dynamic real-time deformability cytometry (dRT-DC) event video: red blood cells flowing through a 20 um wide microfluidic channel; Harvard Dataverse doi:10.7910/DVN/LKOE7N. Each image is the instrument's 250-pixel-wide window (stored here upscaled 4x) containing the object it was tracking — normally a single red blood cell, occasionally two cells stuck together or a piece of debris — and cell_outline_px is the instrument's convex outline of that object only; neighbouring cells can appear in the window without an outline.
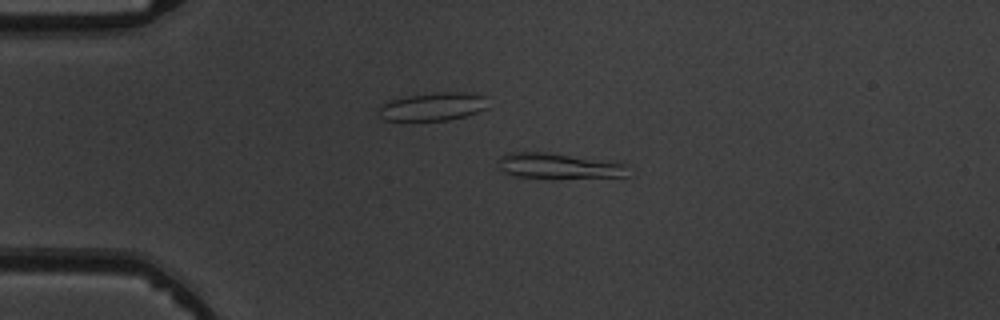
{"species": "common noctule bat (a hibernating species)", "species_latin": "Nyctalus noctula", "temperature_condition": "warm", "stored_images_in_passage": 4, "camera_frame_rate_fps": 3000, "um_per_image_px": 0.085, "animal": {"sex": "male", "body_mass_g": 19.5, "forearm_length_mm": 54.6}, "frame": {"image": 1, "passage_image": 3, "time_ms": 2.333, "image_size_px": [1000, 320], "cell_outline_px": [[628, 176], [516, 176], [504, 172], [496, 168], [500, 156], [508, 152], [544, 152], [620, 160], [628, 164]], "centroid_in_image_um": [47.54, 14.04], "position_along_channel_um": 37.5, "area_um2": 19.19}}